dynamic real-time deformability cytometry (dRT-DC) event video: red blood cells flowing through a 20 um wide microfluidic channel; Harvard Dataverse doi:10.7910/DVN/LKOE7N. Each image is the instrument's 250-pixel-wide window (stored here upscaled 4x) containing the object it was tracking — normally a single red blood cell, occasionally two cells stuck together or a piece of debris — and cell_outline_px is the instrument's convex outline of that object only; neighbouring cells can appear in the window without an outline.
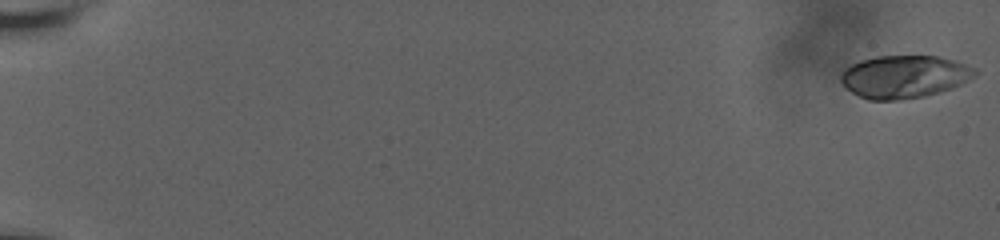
{"species": "human", "species_latin": "Homo sapiens", "temperature_condition": "room temperature", "stored_images_in_passage": 70, "camera_frame_rate_fps": 3000, "um_per_image_px": 0.085, "donor": {"sex": "male"}, "frame": {"image": 1, "passage_image": 1, "time_ms": 0.0, "image_size_px": [1000, 240], "cell_outline_px": [[980, 72], [976, 76], [952, 88], [940, 92], [924, 96], [900, 100], [868, 100], [852, 92], [840, 80], [840, 76], [844, 68], [860, 60], [876, 56], [940, 56], [976, 68]], "centroid_in_image_um": [76.88, 6.51], "position_along_channel_um": 8.1, "area_um2": 33.47}}
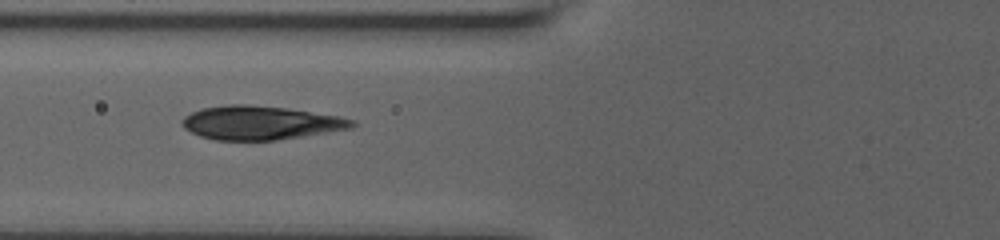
{"frame": {"image": 2, "passage_image": 42, "time_ms": 8.667, "image_size_px": [1000, 240], "cell_outline_px": [[356, 124], [352, 128], [304, 136], [276, 140], [216, 140], [200, 136], [184, 128], [180, 124], [180, 120], [184, 116], [192, 112], [204, 108], [228, 104], [244, 104], [284, 108], [340, 116], [356, 120]], "centroid_in_image_um": [22.13, 10.44], "position_along_channel_um": 103.7, "area_um2": 33.35}}
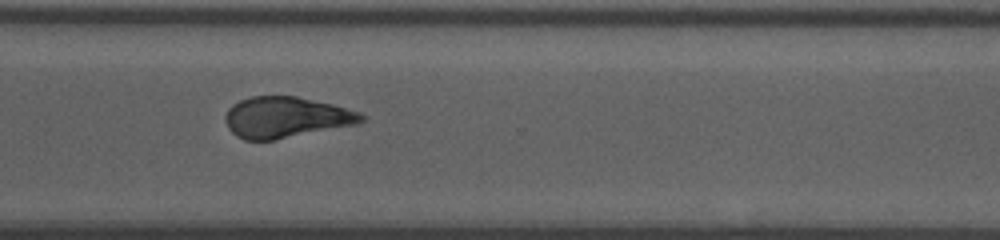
{"frame": {"image": 3, "passage_image": 69, "time_ms": 15.333, "image_size_px": [1000, 240], "cell_outline_px": [[368, 116], [364, 120], [356, 124], [272, 140], [244, 140], [236, 136], [228, 128], [224, 120], [224, 116], [228, 108], [232, 104], [240, 100], [252, 96], [296, 96], [332, 104], [360, 112]], "centroid_in_image_um": [24.28, 9.96], "position_along_channel_um": 346.3, "area_um2": 32.43}}